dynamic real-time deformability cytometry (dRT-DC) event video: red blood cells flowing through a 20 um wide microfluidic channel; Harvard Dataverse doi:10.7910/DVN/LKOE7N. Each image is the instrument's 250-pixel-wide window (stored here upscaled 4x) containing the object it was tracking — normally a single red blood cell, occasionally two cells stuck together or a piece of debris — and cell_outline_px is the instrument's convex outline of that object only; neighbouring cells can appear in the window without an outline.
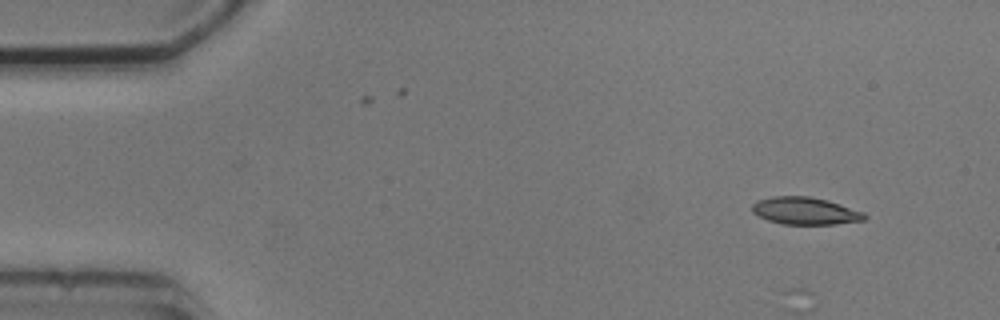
{"species": "common noctule bat (a hibernating species)", "species_latin": "Nyctalus noctula", "temperature_condition": "cold", "stored_images_in_passage": 4, "camera_frame_rate_fps": 3000, "um_per_image_px": 0.085, "animal": {"sex": "male", "body_mass_g": 20.5, "forearm_length_mm": 52.5}, "frame": {"image": 1, "passage_image": 1, "time_ms": 0.0, "image_size_px": [1000, 320], "cell_outline_px": [[868, 216], [864, 220], [836, 224], [784, 224], [768, 220], [752, 212], [752, 204], [756, 200], [772, 196], [808, 196], [828, 200], [864, 212]], "centroid_in_image_um": [68.44, 17.92], "position_along_channel_um": 16.6, "area_um2": 17.92}}
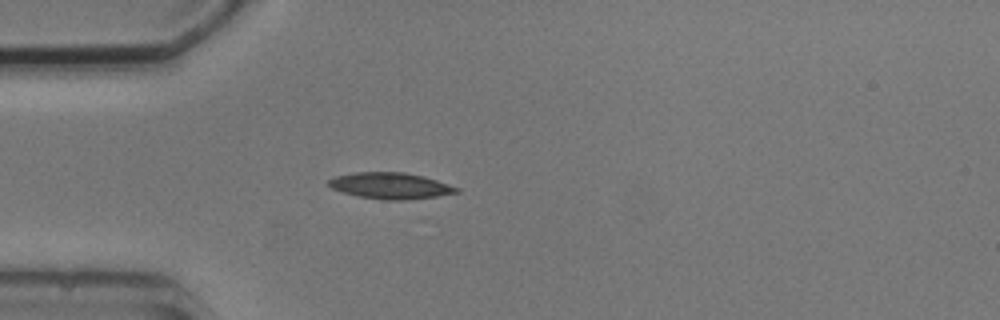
{"frame": {"image": 2, "passage_image": 4, "time_ms": 3.333, "image_size_px": [1000, 320], "cell_outline_px": [[460, 192], [436, 196], [404, 200], [384, 200], [360, 196], [344, 192], [332, 188], [328, 184], [328, 180], [336, 176], [356, 172], [404, 172], [424, 176], [460, 188]], "centroid_in_image_um": [33.21, 15.78], "position_along_channel_um": 51.8, "area_um2": 19.36}}